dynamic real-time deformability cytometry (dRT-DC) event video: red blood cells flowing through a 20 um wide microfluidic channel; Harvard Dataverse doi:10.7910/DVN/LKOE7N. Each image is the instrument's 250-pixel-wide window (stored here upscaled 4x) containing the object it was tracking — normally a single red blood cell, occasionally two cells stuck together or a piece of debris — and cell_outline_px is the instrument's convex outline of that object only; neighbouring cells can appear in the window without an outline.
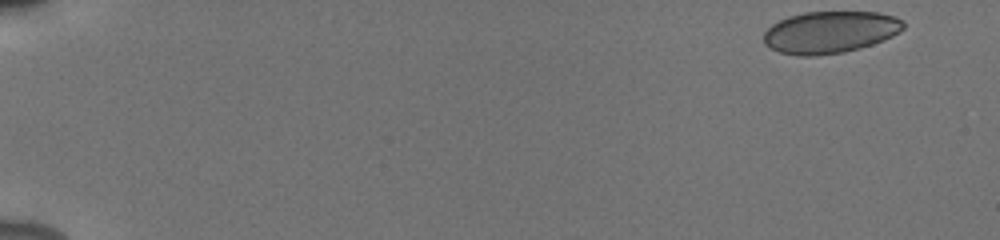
{"species": "human", "species_latin": "Homo sapiens", "temperature_condition": "cold", "stored_images_in_passage": 52, "camera_frame_rate_fps": 3000, "um_per_image_px": 0.085, "donor": {"sex": "male"}, "frame": {"image": 1, "passage_image": 1, "time_ms": 0.0, "image_size_px": [1000, 240], "cell_outline_px": [[904, 28], [900, 32], [892, 36], [872, 44], [860, 48], [844, 52], [816, 56], [800, 56], [780, 52], [764, 44], [764, 32], [772, 24], [788, 16], [804, 12], [880, 12], [904, 20]], "centroid_in_image_um": [70.56, 2.73], "position_along_channel_um": 14.4, "area_um2": 34.22}}
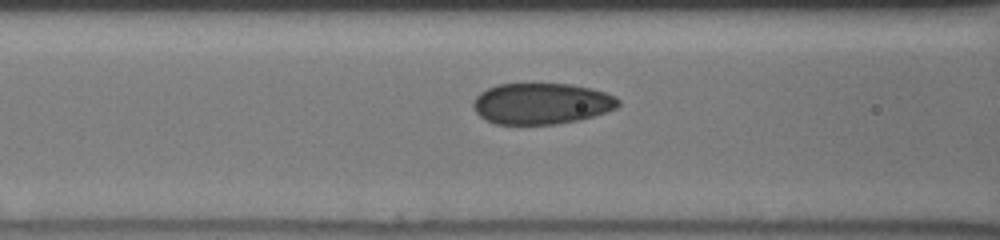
{"frame": {"image": 2, "passage_image": 22, "time_ms": 7.0, "image_size_px": [1000, 240], "cell_outline_px": [[620, 104], [616, 108], [580, 120], [556, 124], [496, 124], [480, 116], [476, 112], [472, 104], [476, 96], [480, 92], [496, 84], [568, 84], [592, 88], [616, 96], [620, 100]], "centroid_in_image_um": [46.03, 8.8], "position_along_channel_um": 120.6, "area_um2": 34.74}}
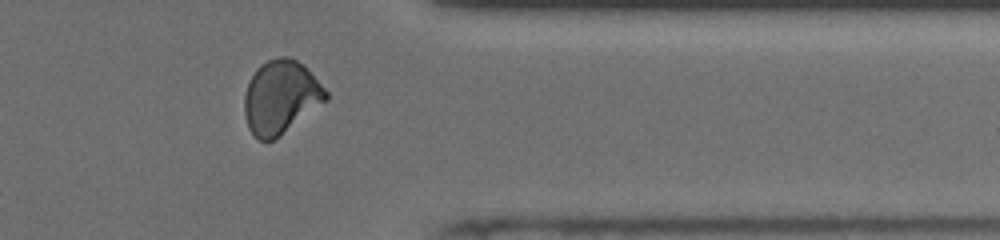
{"frame": {"image": 3, "passage_image": 43, "time_ms": 14.0, "image_size_px": [1000, 240], "cell_outline_px": [[328, 100], [272, 140], [260, 140], [248, 128], [244, 112], [244, 96], [248, 84], [256, 68], [260, 64], [268, 60], [280, 56], [288, 56], [304, 64], [328, 92]], "centroid_in_image_um": [23.87, 8.21], "position_along_channel_um": 387.5, "area_um2": 34.56}, "authors_computed_cell_mechanics": {"area_um2": 34.969, "velocity_mm_per_s": 3.899, "shape_relaxation_time_tau1_ms": null, "shape_relaxation_time_tau2_ms": 1.2309, "deformation_change_tau1": null, "deformation_change_tau2": 0.043}}